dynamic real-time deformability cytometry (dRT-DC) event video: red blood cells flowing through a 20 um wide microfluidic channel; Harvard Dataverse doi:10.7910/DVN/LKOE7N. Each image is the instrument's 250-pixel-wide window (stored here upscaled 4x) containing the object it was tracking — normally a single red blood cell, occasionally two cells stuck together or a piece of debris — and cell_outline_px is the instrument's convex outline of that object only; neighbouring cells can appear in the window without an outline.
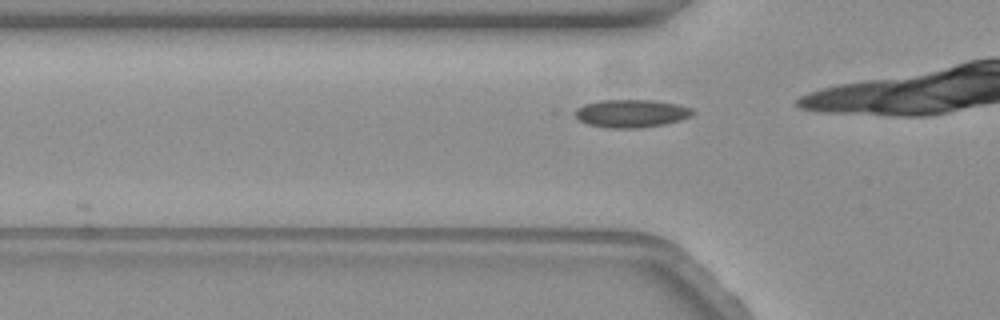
{"species": "common noctule bat (a hibernating species)", "species_latin": "Nyctalus noctula", "temperature_condition": "warm", "stored_images_in_passage": 19, "camera_frame_rate_fps": 3000, "um_per_image_px": 0.085, "animal": {"sex": "female", "body_mass_g": 19.3, "forearm_length_mm": 54.1}, "frame": {"image": 1, "passage_image": 10, "time_ms": 3.0, "image_size_px": [1000, 320], "cell_outline_px": [[696, 112], [692, 116], [680, 120], [664, 124], [640, 128], [608, 128], [588, 124], [580, 120], [568, 112], [584, 104], [600, 100], [652, 100], [676, 104], [692, 108]], "centroid_in_image_um": [53.61, 9.64], "position_along_channel_um": 72.2, "area_um2": 19.42}}